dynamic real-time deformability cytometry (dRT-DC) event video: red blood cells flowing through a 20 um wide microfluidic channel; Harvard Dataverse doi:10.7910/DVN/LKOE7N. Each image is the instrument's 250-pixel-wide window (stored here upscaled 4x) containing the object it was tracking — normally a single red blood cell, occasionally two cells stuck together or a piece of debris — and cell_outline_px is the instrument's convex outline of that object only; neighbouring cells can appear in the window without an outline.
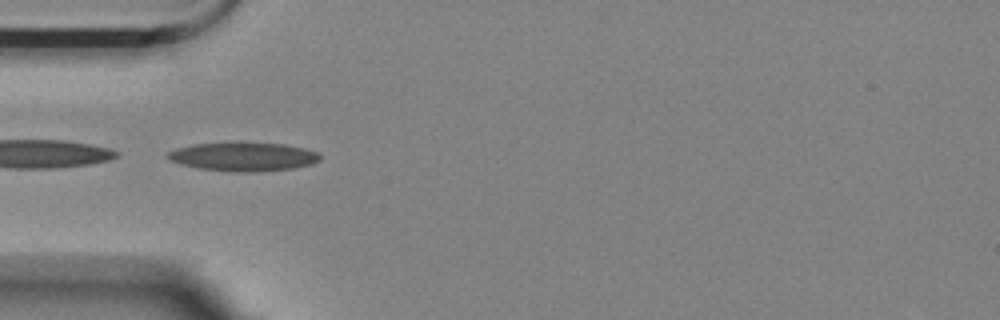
{"species": "Egyptian fruit bat (a non-hibernating species)", "species_latin": "Rousettus aegyptiacus", "temperature_condition": "room temperature", "stored_images_in_passage": 6, "camera_frame_rate_fps": 3000, "um_per_image_px": 0.085, "animal": {"sex": "female"}, "frame": {"image": 1, "passage_image": 5, "time_ms": 1.333, "image_size_px": [1000, 320], "cell_outline_px": [[320, 160], [312, 164], [292, 168], [252, 172], [236, 172], [200, 168], [184, 164], [172, 160], [168, 156], [168, 152], [176, 148], [192, 144], [236, 140], [240, 140], [284, 144], [304, 148], [320, 152]], "centroid_in_image_um": [20.73, 13.27], "position_along_channel_um": 64.3, "area_um2": 26.07}}